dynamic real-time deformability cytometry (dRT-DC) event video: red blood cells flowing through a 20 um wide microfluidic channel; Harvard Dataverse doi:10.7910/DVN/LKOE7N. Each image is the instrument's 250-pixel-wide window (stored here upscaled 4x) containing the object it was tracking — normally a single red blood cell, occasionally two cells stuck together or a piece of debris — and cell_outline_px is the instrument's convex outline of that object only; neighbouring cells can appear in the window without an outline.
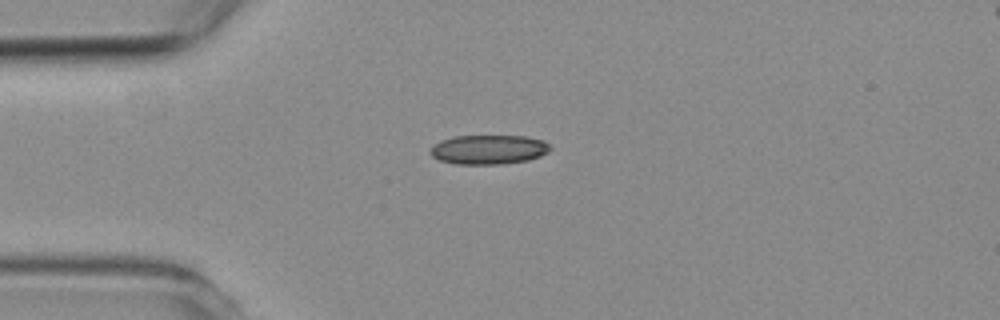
{"species": "common noctule bat (a hibernating species)", "species_latin": "Nyctalus noctula", "temperature_condition": "room temperature", "stored_images_in_passage": 3, "camera_frame_rate_fps": 3000, "um_per_image_px": 0.085, "animal": {"sex": "female", "body_mass_g": 19.3, "forearm_length_mm": 54.1}, "frame": {"image": 1, "passage_image": 1, "time_ms": 0.0, "image_size_px": [1000, 320], "cell_outline_px": [[552, 148], [548, 152], [540, 156], [528, 160], [500, 164], [456, 164], [440, 160], [432, 156], [428, 152], [432, 144], [440, 140], [456, 136], [528, 136], [544, 140]], "centroid_in_image_um": [41.52, 12.7], "position_along_channel_um": 43.5, "area_um2": 20.69}}
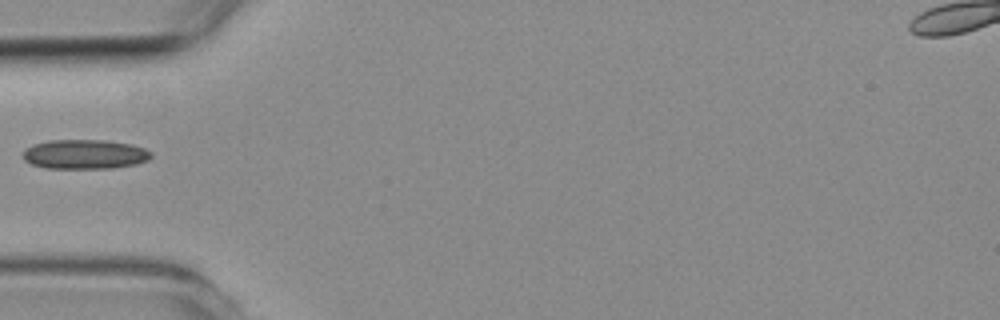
{"frame": {"image": 2, "passage_image": 2, "time_ms": 1.333, "image_size_px": [1000, 320], "cell_outline_px": [[152, 156], [148, 160], [136, 164], [112, 168], [44, 168], [32, 164], [24, 160], [24, 148], [48, 140], [104, 140], [132, 144], [144, 148], [152, 152]], "centroid_in_image_um": [7.22, 13.11], "position_along_channel_um": 77.8, "area_um2": 22.02}}
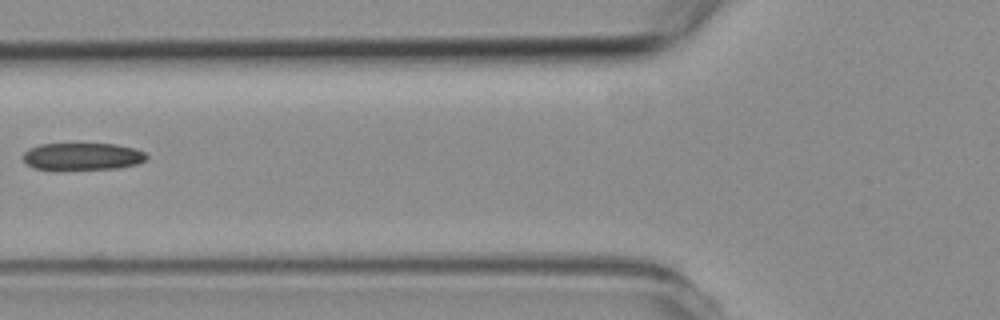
{"frame": {"image": 3, "passage_image": 3, "time_ms": 2.333, "image_size_px": [1000, 320], "cell_outline_px": [[148, 156], [144, 160], [136, 164], [116, 168], [32, 168], [24, 160], [24, 152], [28, 148], [40, 144], [116, 144], [136, 148], [144, 152]], "centroid_in_image_um": [7.02, 13.27], "position_along_channel_um": 118.8, "area_um2": 19.07}}